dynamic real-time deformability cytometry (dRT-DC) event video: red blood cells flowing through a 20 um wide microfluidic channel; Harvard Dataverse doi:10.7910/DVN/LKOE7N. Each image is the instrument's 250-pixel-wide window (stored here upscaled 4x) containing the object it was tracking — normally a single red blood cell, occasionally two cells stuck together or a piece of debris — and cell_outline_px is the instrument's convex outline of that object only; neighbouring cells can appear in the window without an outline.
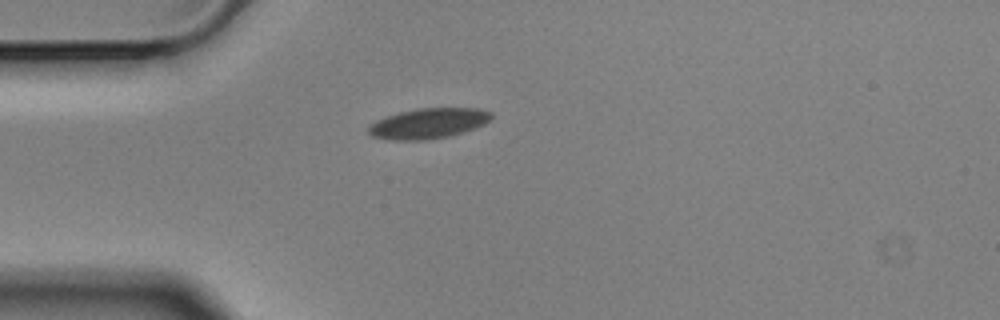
{"species": "Egyptian fruit bat (a non-hibernating species)", "species_latin": "Rousettus aegyptiacus", "temperature_condition": "cold", "stored_images_in_passage": 5, "camera_frame_rate_fps": 3000, "um_per_image_px": 0.085, "animal": {"sex": "male"}, "frame": {"image": 1, "passage_image": 1, "time_ms": 0.0, "image_size_px": [1000, 320], "cell_outline_px": [[492, 116], [484, 124], [476, 128], [464, 132], [448, 136], [424, 140], [392, 140], [372, 136], [368, 132], [368, 128], [376, 120], [400, 112], [416, 108], [480, 108], [492, 112]], "centroid_in_image_um": [36.44, 10.48], "position_along_channel_um": 48.6, "area_um2": 21.62}}
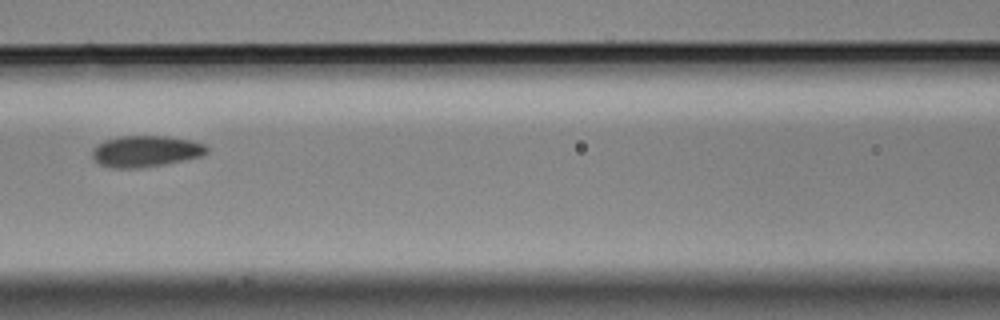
{"frame": {"image": 2, "passage_image": 4, "time_ms": 1.0, "image_size_px": [1000, 320], "cell_outline_px": [[208, 152], [200, 156], [164, 164], [140, 168], [112, 168], [100, 164], [92, 156], [92, 148], [96, 144], [104, 140], [120, 136], [168, 136], [192, 140], [208, 144]], "centroid_in_image_um": [12.39, 12.84], "position_along_channel_um": 154.2, "area_um2": 21.04}}
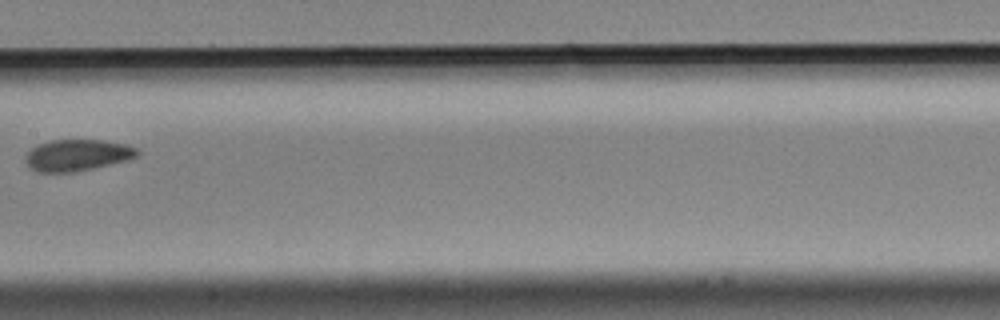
{"frame": {"image": 3, "passage_image": 5, "time_ms": 1.333, "image_size_px": [1000, 320], "cell_outline_px": [[140, 152], [136, 156], [128, 160], [76, 172], [36, 172], [24, 160], [24, 156], [32, 148], [40, 144], [52, 140], [100, 140], [124, 144], [136, 148]], "centroid_in_image_um": [6.56, 13.2], "position_along_channel_um": 200.8, "area_um2": 20.35}}